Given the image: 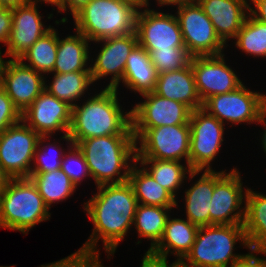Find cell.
I'll return each mask as SVG.
<instances>
[{"mask_svg": "<svg viewBox=\"0 0 266 267\" xmlns=\"http://www.w3.org/2000/svg\"><path fill=\"white\" fill-rule=\"evenodd\" d=\"M97 192L83 203V209L93 224L87 241L77 251L67 256L78 261H101L98 242L108 260L116 253L119 243L133 226L137 199L128 181L96 187Z\"/></svg>", "mask_w": 266, "mask_h": 267, "instance_id": "6da1fadb", "label": "cell"}, {"mask_svg": "<svg viewBox=\"0 0 266 267\" xmlns=\"http://www.w3.org/2000/svg\"><path fill=\"white\" fill-rule=\"evenodd\" d=\"M116 88H101L98 93L72 107L68 136L76 144L80 140L108 135H134L131 110L120 104ZM123 108V109H122Z\"/></svg>", "mask_w": 266, "mask_h": 267, "instance_id": "7a4b0ae2", "label": "cell"}, {"mask_svg": "<svg viewBox=\"0 0 266 267\" xmlns=\"http://www.w3.org/2000/svg\"><path fill=\"white\" fill-rule=\"evenodd\" d=\"M76 145L86 160L96 187L128 181L130 169L136 162L134 135L88 138Z\"/></svg>", "mask_w": 266, "mask_h": 267, "instance_id": "3957f363", "label": "cell"}, {"mask_svg": "<svg viewBox=\"0 0 266 267\" xmlns=\"http://www.w3.org/2000/svg\"><path fill=\"white\" fill-rule=\"evenodd\" d=\"M46 206L30 178H10L0 194V227L27 235L35 225L49 221Z\"/></svg>", "mask_w": 266, "mask_h": 267, "instance_id": "277c9868", "label": "cell"}, {"mask_svg": "<svg viewBox=\"0 0 266 267\" xmlns=\"http://www.w3.org/2000/svg\"><path fill=\"white\" fill-rule=\"evenodd\" d=\"M250 249L243 224L199 227L191 251L180 262L184 267H228L244 254L236 244Z\"/></svg>", "mask_w": 266, "mask_h": 267, "instance_id": "5b68a950", "label": "cell"}, {"mask_svg": "<svg viewBox=\"0 0 266 267\" xmlns=\"http://www.w3.org/2000/svg\"><path fill=\"white\" fill-rule=\"evenodd\" d=\"M138 10L120 0H91L72 18L74 31L90 42L135 31Z\"/></svg>", "mask_w": 266, "mask_h": 267, "instance_id": "8992f818", "label": "cell"}, {"mask_svg": "<svg viewBox=\"0 0 266 267\" xmlns=\"http://www.w3.org/2000/svg\"><path fill=\"white\" fill-rule=\"evenodd\" d=\"M136 159L183 161L189 164L190 124L132 129Z\"/></svg>", "mask_w": 266, "mask_h": 267, "instance_id": "52a82bcc", "label": "cell"}, {"mask_svg": "<svg viewBox=\"0 0 266 267\" xmlns=\"http://www.w3.org/2000/svg\"><path fill=\"white\" fill-rule=\"evenodd\" d=\"M243 83L229 93L211 96L203 102L202 109L224 125L255 124L266 113V94L252 91Z\"/></svg>", "mask_w": 266, "mask_h": 267, "instance_id": "ba28073f", "label": "cell"}, {"mask_svg": "<svg viewBox=\"0 0 266 267\" xmlns=\"http://www.w3.org/2000/svg\"><path fill=\"white\" fill-rule=\"evenodd\" d=\"M185 48L194 56L224 54L227 46L216 34L211 20L196 0L176 7ZM226 47V48H225Z\"/></svg>", "mask_w": 266, "mask_h": 267, "instance_id": "9c48e42d", "label": "cell"}, {"mask_svg": "<svg viewBox=\"0 0 266 267\" xmlns=\"http://www.w3.org/2000/svg\"><path fill=\"white\" fill-rule=\"evenodd\" d=\"M227 171L214 170V191L210 203L211 210H209L210 225L243 224L244 222L248 187L243 186V179H241L243 177L236 167Z\"/></svg>", "mask_w": 266, "mask_h": 267, "instance_id": "30bf717a", "label": "cell"}, {"mask_svg": "<svg viewBox=\"0 0 266 267\" xmlns=\"http://www.w3.org/2000/svg\"><path fill=\"white\" fill-rule=\"evenodd\" d=\"M189 124V166L191 170H214L212 164L225 140L224 127L226 126L202 108L191 112Z\"/></svg>", "mask_w": 266, "mask_h": 267, "instance_id": "8fae6325", "label": "cell"}, {"mask_svg": "<svg viewBox=\"0 0 266 267\" xmlns=\"http://www.w3.org/2000/svg\"><path fill=\"white\" fill-rule=\"evenodd\" d=\"M40 135L22 120L0 133V167L10 178H29Z\"/></svg>", "mask_w": 266, "mask_h": 267, "instance_id": "7c38bea8", "label": "cell"}, {"mask_svg": "<svg viewBox=\"0 0 266 267\" xmlns=\"http://www.w3.org/2000/svg\"><path fill=\"white\" fill-rule=\"evenodd\" d=\"M94 43L100 44L102 47L97 51L98 54H95L94 59L90 55L89 66L93 83L110 76L109 83L104 87L118 90L123 79L127 58L138 45L136 32L105 38Z\"/></svg>", "mask_w": 266, "mask_h": 267, "instance_id": "4fadbf2b", "label": "cell"}, {"mask_svg": "<svg viewBox=\"0 0 266 267\" xmlns=\"http://www.w3.org/2000/svg\"><path fill=\"white\" fill-rule=\"evenodd\" d=\"M135 32L138 44L145 50L185 47L175 14L150 8L138 10Z\"/></svg>", "mask_w": 266, "mask_h": 267, "instance_id": "5bb4252c", "label": "cell"}, {"mask_svg": "<svg viewBox=\"0 0 266 267\" xmlns=\"http://www.w3.org/2000/svg\"><path fill=\"white\" fill-rule=\"evenodd\" d=\"M144 99L131 105V128L150 129L189 123L192 110L185 104L155 94L141 95Z\"/></svg>", "mask_w": 266, "mask_h": 267, "instance_id": "9a60e30c", "label": "cell"}, {"mask_svg": "<svg viewBox=\"0 0 266 267\" xmlns=\"http://www.w3.org/2000/svg\"><path fill=\"white\" fill-rule=\"evenodd\" d=\"M225 56L224 53L191 58L196 88L202 103L211 96L229 93L243 84L237 72L226 64Z\"/></svg>", "mask_w": 266, "mask_h": 267, "instance_id": "2e32d148", "label": "cell"}, {"mask_svg": "<svg viewBox=\"0 0 266 267\" xmlns=\"http://www.w3.org/2000/svg\"><path fill=\"white\" fill-rule=\"evenodd\" d=\"M72 106L44 91L21 113V120L40 136L68 135Z\"/></svg>", "mask_w": 266, "mask_h": 267, "instance_id": "e0dca14e", "label": "cell"}, {"mask_svg": "<svg viewBox=\"0 0 266 267\" xmlns=\"http://www.w3.org/2000/svg\"><path fill=\"white\" fill-rule=\"evenodd\" d=\"M38 3L11 8L12 29L5 44L3 57L19 59L40 37L53 26L45 25Z\"/></svg>", "mask_w": 266, "mask_h": 267, "instance_id": "ac0fdd59", "label": "cell"}, {"mask_svg": "<svg viewBox=\"0 0 266 267\" xmlns=\"http://www.w3.org/2000/svg\"><path fill=\"white\" fill-rule=\"evenodd\" d=\"M45 76L20 59H5L3 89L22 113L45 89Z\"/></svg>", "mask_w": 266, "mask_h": 267, "instance_id": "d6986e66", "label": "cell"}, {"mask_svg": "<svg viewBox=\"0 0 266 267\" xmlns=\"http://www.w3.org/2000/svg\"><path fill=\"white\" fill-rule=\"evenodd\" d=\"M226 44L237 36L249 14V0H196Z\"/></svg>", "mask_w": 266, "mask_h": 267, "instance_id": "ffe728a7", "label": "cell"}, {"mask_svg": "<svg viewBox=\"0 0 266 267\" xmlns=\"http://www.w3.org/2000/svg\"><path fill=\"white\" fill-rule=\"evenodd\" d=\"M198 229L188 219L170 215L161 239L148 253L162 259L171 254L177 257L176 262H181L191 251Z\"/></svg>", "mask_w": 266, "mask_h": 267, "instance_id": "44dd1931", "label": "cell"}, {"mask_svg": "<svg viewBox=\"0 0 266 267\" xmlns=\"http://www.w3.org/2000/svg\"><path fill=\"white\" fill-rule=\"evenodd\" d=\"M155 94L179 101L192 111L202 108V101L197 92L191 63L180 70H174L157 75Z\"/></svg>", "mask_w": 266, "mask_h": 267, "instance_id": "7402d4cb", "label": "cell"}, {"mask_svg": "<svg viewBox=\"0 0 266 267\" xmlns=\"http://www.w3.org/2000/svg\"><path fill=\"white\" fill-rule=\"evenodd\" d=\"M199 179L184 191L185 217L192 224L202 227L210 225L211 198L214 191V170L201 171Z\"/></svg>", "mask_w": 266, "mask_h": 267, "instance_id": "603a6c76", "label": "cell"}, {"mask_svg": "<svg viewBox=\"0 0 266 267\" xmlns=\"http://www.w3.org/2000/svg\"><path fill=\"white\" fill-rule=\"evenodd\" d=\"M90 46L91 42L82 33L75 31L74 35L68 34L61 39L58 32L56 62L52 73L90 71Z\"/></svg>", "mask_w": 266, "mask_h": 267, "instance_id": "cb8c5ba5", "label": "cell"}, {"mask_svg": "<svg viewBox=\"0 0 266 267\" xmlns=\"http://www.w3.org/2000/svg\"><path fill=\"white\" fill-rule=\"evenodd\" d=\"M158 184L167 189L178 201V191L185 185L186 180L199 177L201 171L191 170L189 164L172 160L136 159ZM188 175V176H187ZM189 177V178H188Z\"/></svg>", "mask_w": 266, "mask_h": 267, "instance_id": "d4e9b609", "label": "cell"}, {"mask_svg": "<svg viewBox=\"0 0 266 267\" xmlns=\"http://www.w3.org/2000/svg\"><path fill=\"white\" fill-rule=\"evenodd\" d=\"M157 75L149 53L138 44L127 58L121 82L127 90L141 96L154 91Z\"/></svg>", "mask_w": 266, "mask_h": 267, "instance_id": "484cf974", "label": "cell"}, {"mask_svg": "<svg viewBox=\"0 0 266 267\" xmlns=\"http://www.w3.org/2000/svg\"><path fill=\"white\" fill-rule=\"evenodd\" d=\"M137 161L132 165L128 182L133 188L137 203L159 207L177 208L176 198L141 166Z\"/></svg>", "mask_w": 266, "mask_h": 267, "instance_id": "4316f807", "label": "cell"}, {"mask_svg": "<svg viewBox=\"0 0 266 267\" xmlns=\"http://www.w3.org/2000/svg\"><path fill=\"white\" fill-rule=\"evenodd\" d=\"M243 227L250 249L266 251V194L247 189Z\"/></svg>", "mask_w": 266, "mask_h": 267, "instance_id": "83f0119b", "label": "cell"}, {"mask_svg": "<svg viewBox=\"0 0 266 267\" xmlns=\"http://www.w3.org/2000/svg\"><path fill=\"white\" fill-rule=\"evenodd\" d=\"M50 74L53 76L50 77L52 81L49 82L48 80L47 83L45 80V90L59 100L67 102L72 107L78 104V101H82L85 93L90 96L87 90L91 84L93 87L95 86L90 71Z\"/></svg>", "mask_w": 266, "mask_h": 267, "instance_id": "f1b7e54d", "label": "cell"}, {"mask_svg": "<svg viewBox=\"0 0 266 267\" xmlns=\"http://www.w3.org/2000/svg\"><path fill=\"white\" fill-rule=\"evenodd\" d=\"M171 210L174 212V208L138 204L133 225L137 231L135 233H138V239H141L136 245L142 243V238L148 239L151 243L145 252L151 250L161 239Z\"/></svg>", "mask_w": 266, "mask_h": 267, "instance_id": "f546056e", "label": "cell"}, {"mask_svg": "<svg viewBox=\"0 0 266 267\" xmlns=\"http://www.w3.org/2000/svg\"><path fill=\"white\" fill-rule=\"evenodd\" d=\"M36 185L46 206L51 209L52 204L66 201L73 196L77 187L61 169L46 173H31L29 177Z\"/></svg>", "mask_w": 266, "mask_h": 267, "instance_id": "4dcf8cb0", "label": "cell"}, {"mask_svg": "<svg viewBox=\"0 0 266 267\" xmlns=\"http://www.w3.org/2000/svg\"><path fill=\"white\" fill-rule=\"evenodd\" d=\"M58 47V29L53 26L40 37L19 59L28 67L45 76L53 72ZM27 61V62H26ZM47 75V76H46Z\"/></svg>", "mask_w": 266, "mask_h": 267, "instance_id": "1f68e13d", "label": "cell"}, {"mask_svg": "<svg viewBox=\"0 0 266 267\" xmlns=\"http://www.w3.org/2000/svg\"><path fill=\"white\" fill-rule=\"evenodd\" d=\"M233 40L235 48L246 55L266 58V24L255 19L250 13Z\"/></svg>", "mask_w": 266, "mask_h": 267, "instance_id": "d6a6232c", "label": "cell"}, {"mask_svg": "<svg viewBox=\"0 0 266 267\" xmlns=\"http://www.w3.org/2000/svg\"><path fill=\"white\" fill-rule=\"evenodd\" d=\"M52 138V136L39 137L31 173H46L61 169V161L67 149L63 148L59 139L57 141L56 138L51 140Z\"/></svg>", "mask_w": 266, "mask_h": 267, "instance_id": "836d02e7", "label": "cell"}, {"mask_svg": "<svg viewBox=\"0 0 266 267\" xmlns=\"http://www.w3.org/2000/svg\"><path fill=\"white\" fill-rule=\"evenodd\" d=\"M60 141L63 140L66 143L67 151L61 161V170L67 174L74 185L78 188L79 185L85 181L86 178L92 180L88 165L81 150L68 135H61Z\"/></svg>", "mask_w": 266, "mask_h": 267, "instance_id": "e575fe53", "label": "cell"}, {"mask_svg": "<svg viewBox=\"0 0 266 267\" xmlns=\"http://www.w3.org/2000/svg\"><path fill=\"white\" fill-rule=\"evenodd\" d=\"M157 74L180 70L187 67L192 56L185 47H174L170 49L146 50Z\"/></svg>", "mask_w": 266, "mask_h": 267, "instance_id": "d590c367", "label": "cell"}, {"mask_svg": "<svg viewBox=\"0 0 266 267\" xmlns=\"http://www.w3.org/2000/svg\"><path fill=\"white\" fill-rule=\"evenodd\" d=\"M21 121V112L4 89L0 90V133Z\"/></svg>", "mask_w": 266, "mask_h": 267, "instance_id": "8d00e7d4", "label": "cell"}, {"mask_svg": "<svg viewBox=\"0 0 266 267\" xmlns=\"http://www.w3.org/2000/svg\"><path fill=\"white\" fill-rule=\"evenodd\" d=\"M248 251V253L235 260L228 267H265L266 251L254 249H249ZM261 254L264 255V257L261 256Z\"/></svg>", "mask_w": 266, "mask_h": 267, "instance_id": "74e56055", "label": "cell"}, {"mask_svg": "<svg viewBox=\"0 0 266 267\" xmlns=\"http://www.w3.org/2000/svg\"><path fill=\"white\" fill-rule=\"evenodd\" d=\"M91 0H59V4L57 7V13H66L65 17H62L59 20H56V25L65 24L68 22L67 18V11L68 15H71L72 17L83 7H85ZM70 11V12H69Z\"/></svg>", "mask_w": 266, "mask_h": 267, "instance_id": "f35d334b", "label": "cell"}, {"mask_svg": "<svg viewBox=\"0 0 266 267\" xmlns=\"http://www.w3.org/2000/svg\"><path fill=\"white\" fill-rule=\"evenodd\" d=\"M12 29V13L11 8H2L0 10V43L5 46L10 31Z\"/></svg>", "mask_w": 266, "mask_h": 267, "instance_id": "ab89813d", "label": "cell"}, {"mask_svg": "<svg viewBox=\"0 0 266 267\" xmlns=\"http://www.w3.org/2000/svg\"><path fill=\"white\" fill-rule=\"evenodd\" d=\"M47 267H104L102 261H78L68 257L47 264Z\"/></svg>", "mask_w": 266, "mask_h": 267, "instance_id": "60d3db41", "label": "cell"}, {"mask_svg": "<svg viewBox=\"0 0 266 267\" xmlns=\"http://www.w3.org/2000/svg\"><path fill=\"white\" fill-rule=\"evenodd\" d=\"M249 13L261 23L266 24V0H249Z\"/></svg>", "mask_w": 266, "mask_h": 267, "instance_id": "b9f144b4", "label": "cell"}, {"mask_svg": "<svg viewBox=\"0 0 266 267\" xmlns=\"http://www.w3.org/2000/svg\"><path fill=\"white\" fill-rule=\"evenodd\" d=\"M140 267H170L167 259L155 257L148 252L144 253Z\"/></svg>", "mask_w": 266, "mask_h": 267, "instance_id": "7bdbcfd3", "label": "cell"}, {"mask_svg": "<svg viewBox=\"0 0 266 267\" xmlns=\"http://www.w3.org/2000/svg\"><path fill=\"white\" fill-rule=\"evenodd\" d=\"M31 3V0H0V4L4 8H12L16 6L28 5Z\"/></svg>", "mask_w": 266, "mask_h": 267, "instance_id": "ee69618b", "label": "cell"}, {"mask_svg": "<svg viewBox=\"0 0 266 267\" xmlns=\"http://www.w3.org/2000/svg\"><path fill=\"white\" fill-rule=\"evenodd\" d=\"M150 1V0H149ZM193 0H156V5H159L161 7L163 6H174V7H178L180 5H183L185 3L191 2Z\"/></svg>", "mask_w": 266, "mask_h": 267, "instance_id": "f6af8a7d", "label": "cell"}, {"mask_svg": "<svg viewBox=\"0 0 266 267\" xmlns=\"http://www.w3.org/2000/svg\"><path fill=\"white\" fill-rule=\"evenodd\" d=\"M123 2H126L128 4H131L133 7H135L137 10H142L145 8H150V2L149 0H120Z\"/></svg>", "mask_w": 266, "mask_h": 267, "instance_id": "bcb514c9", "label": "cell"}, {"mask_svg": "<svg viewBox=\"0 0 266 267\" xmlns=\"http://www.w3.org/2000/svg\"><path fill=\"white\" fill-rule=\"evenodd\" d=\"M260 124L263 128V132L260 133V135L262 136L259 141L261 142V149H263L264 153L266 154V113L265 115L260 119V121L257 123ZM266 156V155H265Z\"/></svg>", "mask_w": 266, "mask_h": 267, "instance_id": "7dc6e473", "label": "cell"}, {"mask_svg": "<svg viewBox=\"0 0 266 267\" xmlns=\"http://www.w3.org/2000/svg\"><path fill=\"white\" fill-rule=\"evenodd\" d=\"M9 179L10 177L0 167V194L5 189L6 184L9 181Z\"/></svg>", "mask_w": 266, "mask_h": 267, "instance_id": "c3c4849f", "label": "cell"}, {"mask_svg": "<svg viewBox=\"0 0 266 267\" xmlns=\"http://www.w3.org/2000/svg\"><path fill=\"white\" fill-rule=\"evenodd\" d=\"M5 70V60L2 57V49L0 46V90L3 89V73Z\"/></svg>", "mask_w": 266, "mask_h": 267, "instance_id": "681fc988", "label": "cell"}, {"mask_svg": "<svg viewBox=\"0 0 266 267\" xmlns=\"http://www.w3.org/2000/svg\"><path fill=\"white\" fill-rule=\"evenodd\" d=\"M31 3H38V4L46 3L48 5L51 4V6L55 7L59 4V0H31Z\"/></svg>", "mask_w": 266, "mask_h": 267, "instance_id": "f907efd6", "label": "cell"}, {"mask_svg": "<svg viewBox=\"0 0 266 267\" xmlns=\"http://www.w3.org/2000/svg\"><path fill=\"white\" fill-rule=\"evenodd\" d=\"M170 267H184L180 262L173 261L170 263Z\"/></svg>", "mask_w": 266, "mask_h": 267, "instance_id": "816d5d0a", "label": "cell"}, {"mask_svg": "<svg viewBox=\"0 0 266 267\" xmlns=\"http://www.w3.org/2000/svg\"><path fill=\"white\" fill-rule=\"evenodd\" d=\"M40 267H47V264H43V265H41Z\"/></svg>", "mask_w": 266, "mask_h": 267, "instance_id": "f5cc1de1", "label": "cell"}, {"mask_svg": "<svg viewBox=\"0 0 266 267\" xmlns=\"http://www.w3.org/2000/svg\"><path fill=\"white\" fill-rule=\"evenodd\" d=\"M0 267H14V265H12V266H0Z\"/></svg>", "mask_w": 266, "mask_h": 267, "instance_id": "db71d44e", "label": "cell"}]
</instances>
